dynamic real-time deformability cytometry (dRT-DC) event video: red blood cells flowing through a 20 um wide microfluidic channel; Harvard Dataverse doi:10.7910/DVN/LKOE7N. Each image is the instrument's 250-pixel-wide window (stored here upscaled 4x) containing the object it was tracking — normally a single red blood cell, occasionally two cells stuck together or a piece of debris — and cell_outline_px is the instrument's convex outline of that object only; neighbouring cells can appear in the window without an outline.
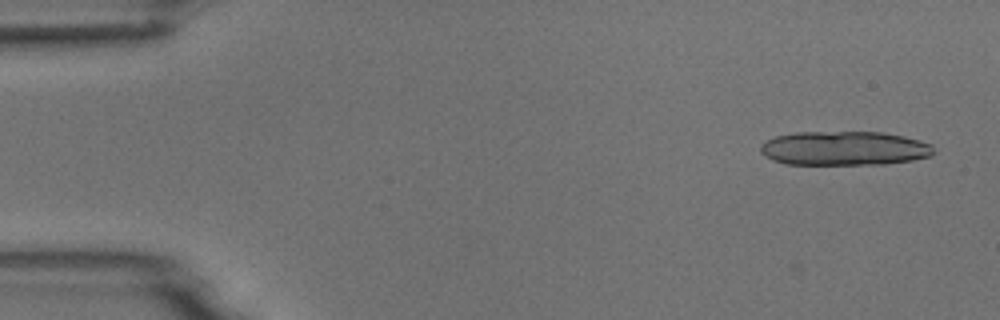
{"species": "common noctule bat (a hibernating species)", "species_latin": "Nyctalus noctula", "temperature_condition": "room temperature", "stored_images_in_passage": 13, "camera_frame_rate_fps": 3000, "um_per_image_px": 0.085, "animal": {"sex": "male", "body_mass_g": 18.8}, "frame": {"image": 1, "passage_image": 1, "time_ms": 0.0, "image_size_px": [1000, 320], "cell_outline_px": [[936, 152], [932, 156], [912, 160], [884, 164], [788, 164], [772, 160], [764, 156], [760, 152], [760, 144], [764, 140], [776, 136], [796, 132], [880, 132], [904, 136], [920, 140], [932, 144]], "centroid_in_image_um": [71.77, 12.6], "position_along_channel_um": 13.2, "area_um2": 34.8}}